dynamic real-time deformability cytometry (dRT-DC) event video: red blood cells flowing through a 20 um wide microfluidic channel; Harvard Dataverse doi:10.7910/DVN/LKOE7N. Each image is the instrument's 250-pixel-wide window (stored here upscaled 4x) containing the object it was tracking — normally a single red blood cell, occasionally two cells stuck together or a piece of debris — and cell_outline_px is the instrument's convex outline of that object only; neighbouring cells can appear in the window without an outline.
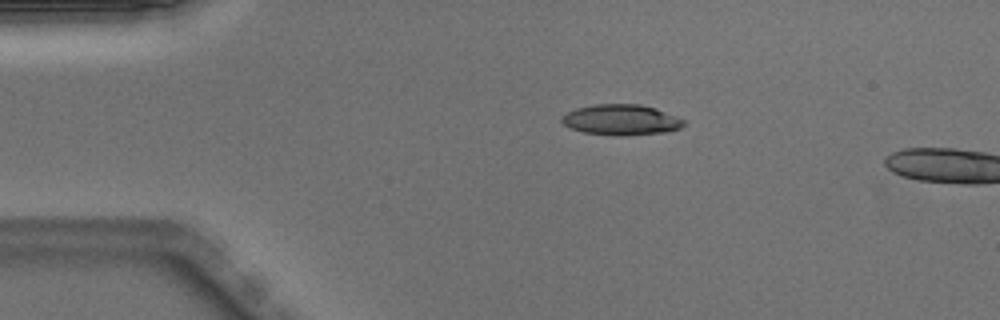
{"species": "Egyptian fruit bat (a non-hibernating species)", "species_latin": "Rousettus aegyptiacus", "temperature_condition": "warm", "stored_images_in_passage": 3, "camera_frame_rate_fps": 3000, "um_per_image_px": 0.085, "animal": {"sex": "male"}, "frame": {"image": 1, "passage_image": 1, "time_ms": 0.0, "image_size_px": [1000, 320], "cell_outline_px": [[684, 124], [680, 128], [668, 132], [620, 136], [584, 132], [572, 128], [564, 124], [560, 120], [568, 112], [576, 108], [596, 104], [640, 104], [656, 108], [676, 116], [684, 120]], "centroid_in_image_um": [52.83, 10.18], "position_along_channel_um": 32.2, "area_um2": 21.62}}